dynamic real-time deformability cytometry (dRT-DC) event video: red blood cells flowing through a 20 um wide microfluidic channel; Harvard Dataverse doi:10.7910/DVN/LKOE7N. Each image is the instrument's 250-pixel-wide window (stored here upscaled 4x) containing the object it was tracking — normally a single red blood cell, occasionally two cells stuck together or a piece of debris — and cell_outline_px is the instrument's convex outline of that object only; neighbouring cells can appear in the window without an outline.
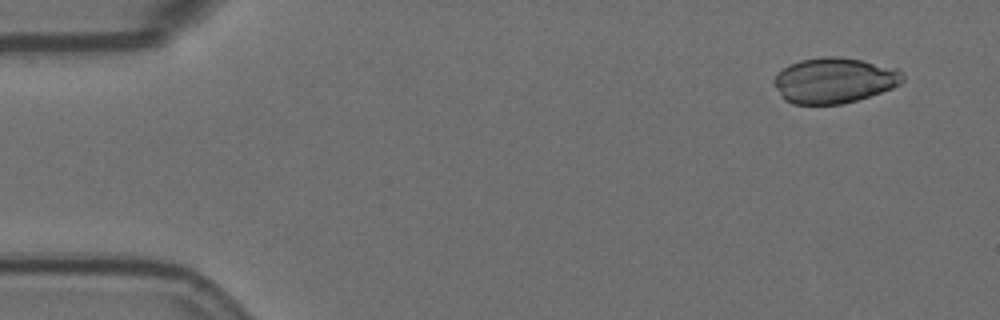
{"species": "Egyptian fruit bat (a non-hibernating species)", "species_latin": "Rousettus aegyptiacus", "temperature_condition": "room temperature", "stored_images_in_passage": 5, "camera_frame_rate_fps": 3000, "um_per_image_px": 0.085, "animal": {"sex": "female"}, "frame": {"image": 1, "passage_image": 1, "time_ms": 0.0, "image_size_px": [1000, 320], "cell_outline_px": [[904, 80], [900, 84], [892, 88], [856, 100], [840, 104], [792, 104], [784, 100], [780, 96], [772, 84], [772, 80], [784, 68], [800, 60], [824, 56], [840, 56], [900, 68], [904, 72]], "centroid_in_image_um": [70.92, 6.83], "position_along_channel_um": 14.1, "area_um2": 34.33}}